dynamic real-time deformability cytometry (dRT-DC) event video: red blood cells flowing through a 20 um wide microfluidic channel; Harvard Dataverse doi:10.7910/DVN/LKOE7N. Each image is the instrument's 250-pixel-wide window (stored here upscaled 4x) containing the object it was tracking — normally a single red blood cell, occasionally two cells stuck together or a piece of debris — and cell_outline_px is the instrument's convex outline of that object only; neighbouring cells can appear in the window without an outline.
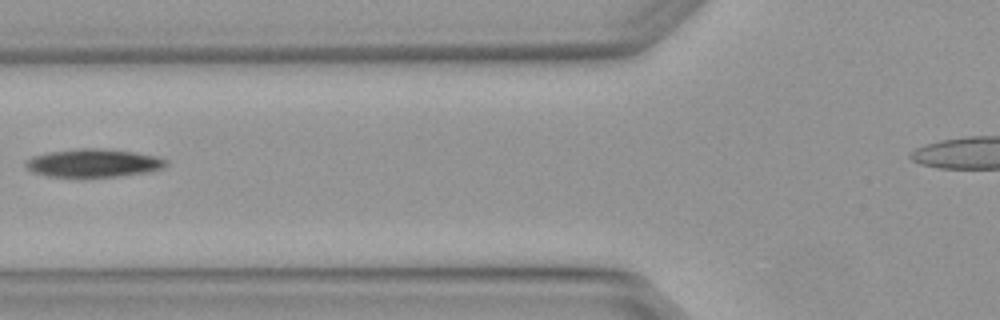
{"species": "Egyptian fruit bat (a non-hibernating species)", "species_latin": "Rousettus aegyptiacus", "temperature_condition": "warm", "stored_images_in_passage": 4, "camera_frame_rate_fps": 3000, "um_per_image_px": 0.085, "animal": {"sex": "female"}, "frame": {"image": 1, "passage_image": 3, "time_ms": 0.667, "image_size_px": [1000, 320], "cell_outline_px": [[168, 164], [164, 168], [148, 172], [116, 176], [48, 176], [32, 172], [24, 164], [32, 156], [48, 152], [80, 148], [96, 148], [132, 152], [156, 156], [168, 160]], "centroid_in_image_um": [7.96, 13.85], "position_along_channel_um": 117.8, "area_um2": 22.72}}